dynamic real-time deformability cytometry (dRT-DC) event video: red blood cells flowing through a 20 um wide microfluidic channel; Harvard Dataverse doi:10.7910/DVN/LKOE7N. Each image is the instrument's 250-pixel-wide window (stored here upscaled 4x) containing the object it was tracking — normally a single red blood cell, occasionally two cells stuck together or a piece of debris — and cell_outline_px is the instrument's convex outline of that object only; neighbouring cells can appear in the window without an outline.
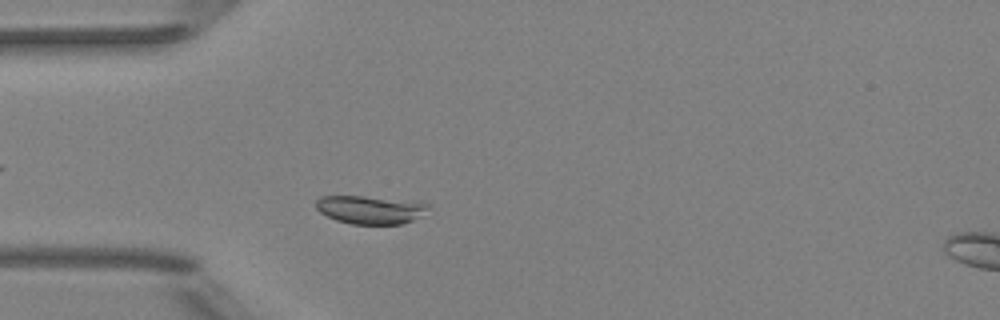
{"species": "Egyptian fruit bat (a non-hibernating species)", "species_latin": "Rousettus aegyptiacus", "temperature_condition": "room temperature", "stored_images_in_passage": 3, "camera_frame_rate_fps": 3000, "um_per_image_px": 0.085, "animal": {"sex": "female"}, "frame": {"image": 1, "passage_image": 3, "time_ms": 3.333, "image_size_px": [1000, 320], "cell_outline_px": [[428, 208], [412, 220], [400, 224], [352, 224], [336, 220], [320, 212], [316, 208], [316, 200], [320, 196], [364, 196], [428, 204]], "centroid_in_image_um": [31.36, 17.83], "position_along_channel_um": 53.6, "area_um2": 17.86}}